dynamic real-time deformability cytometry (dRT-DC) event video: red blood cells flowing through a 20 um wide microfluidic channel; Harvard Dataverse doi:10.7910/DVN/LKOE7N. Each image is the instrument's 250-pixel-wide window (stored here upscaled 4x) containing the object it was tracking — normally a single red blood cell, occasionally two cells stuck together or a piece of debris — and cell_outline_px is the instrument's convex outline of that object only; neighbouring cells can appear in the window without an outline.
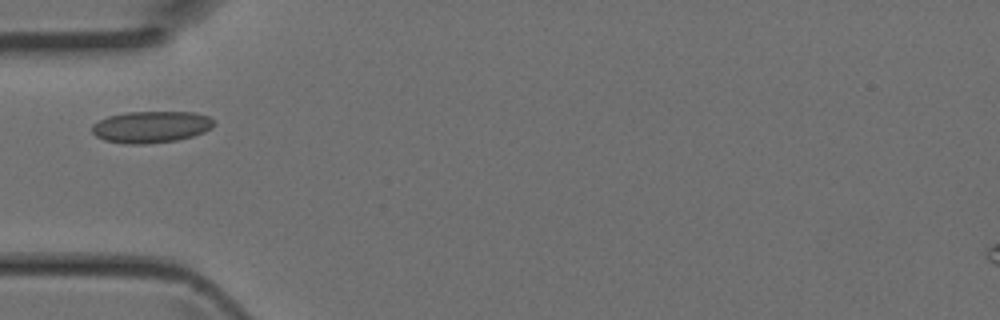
{"species": "Egyptian fruit bat (a non-hibernating species)", "species_latin": "Rousettus aegyptiacus", "temperature_condition": "room temperature", "stored_images_in_passage": 31, "camera_frame_rate_fps": 3000, "um_per_image_px": 0.085, "animal": {"sex": "female"}, "frame": {"image": 1, "passage_image": 1, "time_ms": 0.0, "image_size_px": [1000, 320], "cell_outline_px": [[212, 128], [204, 132], [192, 136], [176, 140], [144, 144], [124, 144], [104, 140], [96, 136], [92, 132], [92, 124], [108, 116], [128, 112], [196, 112], [208, 116], [212, 120]], "centroid_in_image_um": [12.82, 10.79], "position_along_channel_um": 72.2, "area_um2": 22.43}}
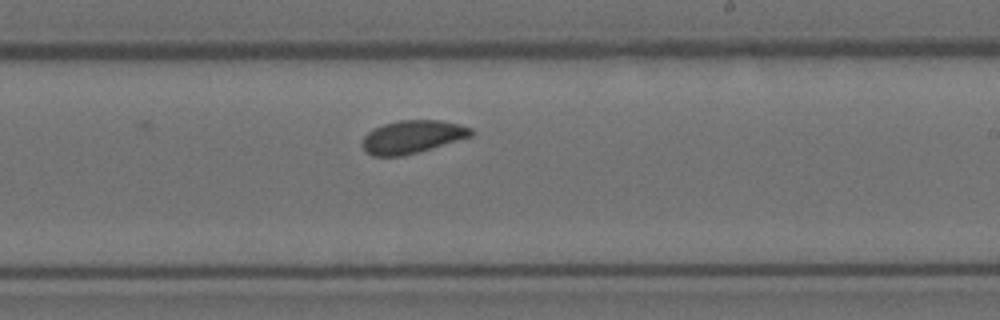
{"frame": {"image": 2, "passage_image": 13, "time_ms": 4.0, "image_size_px": [1000, 320], "cell_outline_px": [[472, 136], [432, 148], [400, 156], [372, 156], [364, 152], [360, 144], [364, 136], [372, 128], [384, 124], [400, 120], [440, 120], [460, 124], [472, 128]], "centroid_in_image_um": [35.0, 11.63], "position_along_channel_um": 254.0, "area_um2": 20.98}}
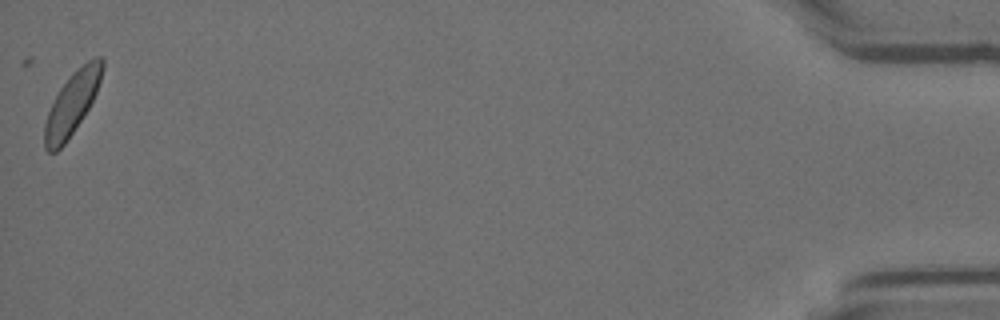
{"frame": {"image": 3, "passage_image": 31, "time_ms": 10.0, "image_size_px": [1000, 320], "cell_outline_px": [[104, 68], [96, 92], [88, 108], [64, 144], [56, 152], [48, 152], [44, 148], [44, 124], [48, 112], [60, 88], [72, 72], [88, 60], [96, 56], [100, 56], [104, 60]], "centroid_in_image_um": [6.11, 8.77], "position_along_channel_um": 429.1, "area_um2": 20.63}}